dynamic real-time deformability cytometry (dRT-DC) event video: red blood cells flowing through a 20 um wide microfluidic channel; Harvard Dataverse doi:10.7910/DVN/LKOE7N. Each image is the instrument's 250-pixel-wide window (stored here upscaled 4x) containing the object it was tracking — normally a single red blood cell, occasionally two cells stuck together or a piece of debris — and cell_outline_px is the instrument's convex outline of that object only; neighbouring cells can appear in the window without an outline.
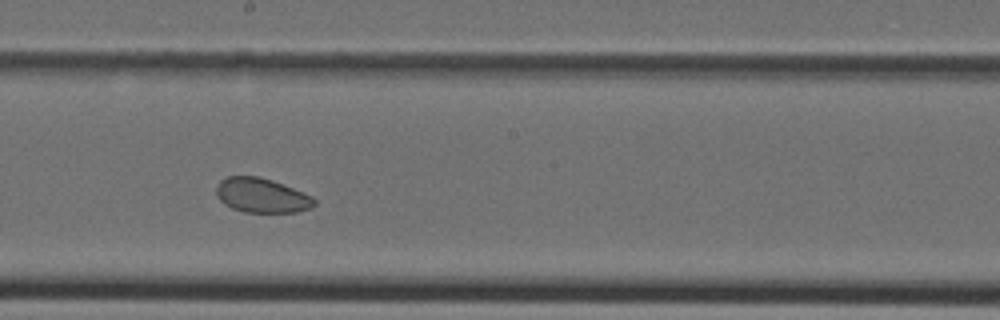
{"species": "Egyptian fruit bat (a non-hibernating species)", "species_latin": "Rousettus aegyptiacus", "temperature_condition": "cold", "stored_images_in_passage": 32, "camera_frame_rate_fps": 3000, "um_per_image_px": 0.085, "animal": {"sex": "female"}, "frame": {"image": 1, "passage_image": 14, "time_ms": 4.333, "image_size_px": [1000, 320], "cell_outline_px": [[316, 204], [312, 208], [296, 212], [244, 212], [232, 208], [224, 204], [216, 196], [216, 188], [220, 180], [228, 176], [256, 176], [272, 180], [284, 184], [312, 196], [316, 200]], "centroid_in_image_um": [22.25, 16.61], "position_along_channel_um": 226.0, "area_um2": 19.83}}
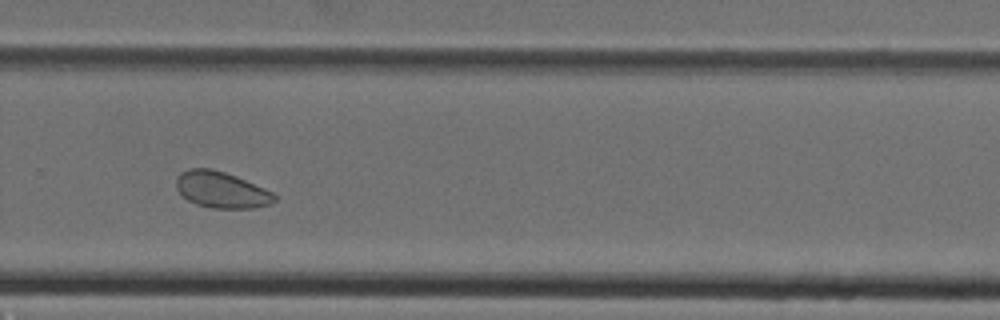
{"frame": {"image": 2, "passage_image": 19, "time_ms": 6.0, "image_size_px": [1000, 320], "cell_outline_px": [[276, 200], [272, 204], [256, 208], [212, 208], [196, 204], [188, 200], [176, 188], [176, 176], [180, 172], [188, 168], [212, 168], [236, 176], [264, 188], [272, 192], [276, 196]], "centroid_in_image_um": [18.81, 16.13], "position_along_channel_um": 311.0, "area_um2": 20.87}}